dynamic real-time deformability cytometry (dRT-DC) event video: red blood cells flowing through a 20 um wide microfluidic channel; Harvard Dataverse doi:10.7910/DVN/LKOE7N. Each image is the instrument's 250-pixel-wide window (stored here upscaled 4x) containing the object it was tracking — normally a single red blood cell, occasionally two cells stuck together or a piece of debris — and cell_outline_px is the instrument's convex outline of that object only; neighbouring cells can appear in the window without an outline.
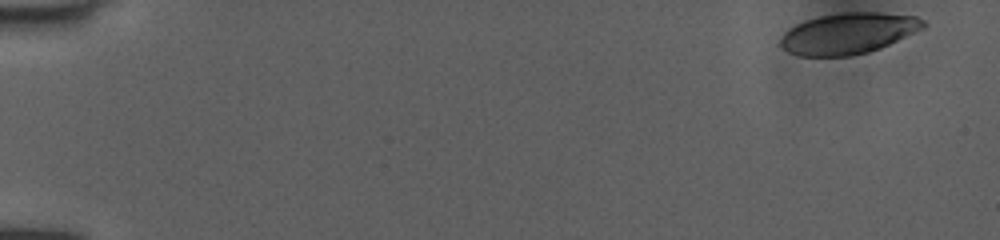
{"species": "human", "species_latin": "Homo sapiens", "temperature_condition": "room temperature", "stored_images_in_passage": 50, "camera_frame_rate_fps": 3000, "um_per_image_px": 0.085, "donor": {"sex": "female"}, "frame": {"image": 1, "passage_image": 1, "time_ms": 0.0, "image_size_px": [1000, 240], "cell_outline_px": [[928, 24], [924, 28], [880, 48], [868, 52], [848, 56], [800, 56], [788, 52], [776, 44], [784, 32], [796, 24], [804, 20], [820, 16], [844, 12], [880, 12], [916, 16], [924, 20]], "centroid_in_image_um": [72.08, 2.84], "position_along_channel_um": 12.9, "area_um2": 34.39}}
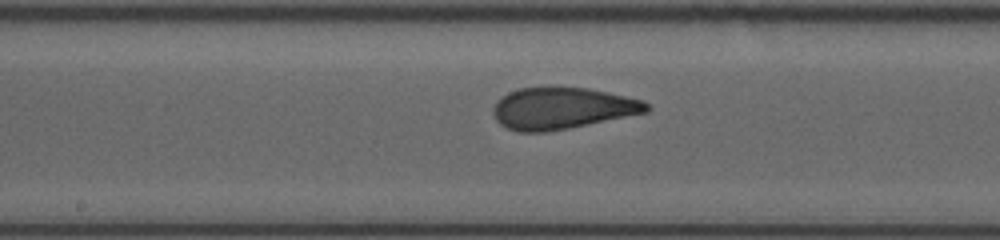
{"frame": {"image": 2, "passage_image": 27, "time_ms": 8.667, "image_size_px": [1000, 240], "cell_outline_px": [[652, 108], [648, 112], [568, 128], [544, 132], [520, 132], [508, 128], [500, 124], [496, 120], [492, 112], [492, 108], [508, 92], [520, 88], [588, 88], [608, 92], [644, 100]], "centroid_in_image_um": [47.81, 9.21], "position_along_channel_um": 200.4, "area_um2": 36.82}}
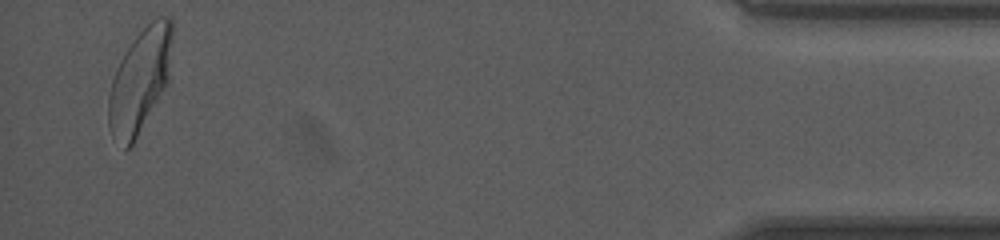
{"frame": {"image": 3, "passage_image": 49, "time_ms": 16.0, "image_size_px": [1000, 240], "cell_outline_px": [[172, 36], [168, 84], [132, 144], [124, 152], [112, 140], [108, 128], [108, 96], [112, 80], [116, 68], [124, 52], [136, 36], [156, 16], [168, 16], [172, 20]], "centroid_in_image_um": [11.86, 6.9], "position_along_channel_um": 423.3, "area_um2": 38.84}, "authors_computed_cell_mechanics": {"area_um2": 36.992, "velocity_mm_per_s": 4.0008, "shape_relaxation_time_tau1_ms": 4.1391, "shape_relaxation_time_tau2_ms": 0.821, "deformation_change_tau1": 0.1712, "deformation_change_tau2": 0.063}}